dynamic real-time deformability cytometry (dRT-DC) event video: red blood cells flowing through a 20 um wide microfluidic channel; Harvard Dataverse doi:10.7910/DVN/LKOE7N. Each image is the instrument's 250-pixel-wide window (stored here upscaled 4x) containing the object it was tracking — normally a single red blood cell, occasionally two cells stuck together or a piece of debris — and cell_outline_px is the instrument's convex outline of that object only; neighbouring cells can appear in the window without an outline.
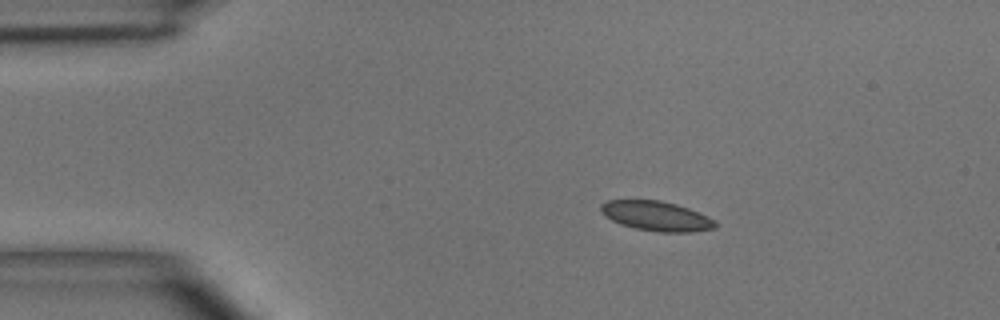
{"species": "common noctule bat (a hibernating species)", "species_latin": "Nyctalus noctula", "temperature_condition": "room temperature", "stored_images_in_passage": 5, "camera_frame_rate_fps": 3000, "um_per_image_px": 0.085, "animal": {"sex": "male", "body_mass_g": 15.6}, "frame": {"image": 1, "passage_image": 1, "time_ms": 0.0, "image_size_px": [1000, 320], "cell_outline_px": [[716, 228], [692, 232], [656, 232], [636, 228], [620, 224], [604, 216], [600, 212], [600, 204], [608, 200], [660, 200], [676, 204], [688, 208], [708, 216], [716, 224]], "centroid_in_image_um": [55.76, 18.36], "position_along_channel_um": 29.2, "area_um2": 19.83}}
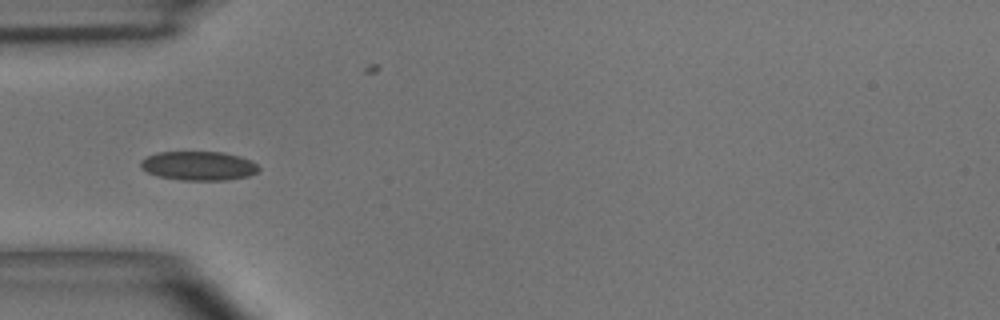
{"frame": {"image": 2, "passage_image": 3, "time_ms": 2.333, "image_size_px": [1000, 320], "cell_outline_px": [[260, 172], [248, 176], [228, 180], [180, 180], [156, 176], [140, 168], [140, 160], [156, 152], [224, 152], [240, 156], [252, 160], [260, 168]], "centroid_in_image_um": [16.9, 14.1], "position_along_channel_um": 68.1, "area_um2": 20.29}}
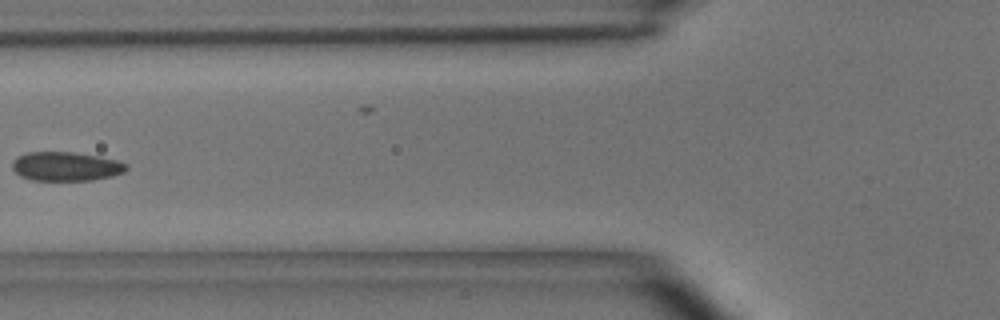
{"frame": {"image": 3, "passage_image": 4, "time_ms": 3.667, "image_size_px": [1000, 320], "cell_outline_px": [[128, 168], [124, 172], [112, 176], [92, 180], [32, 180], [20, 176], [12, 168], [12, 164], [20, 156], [28, 152], [72, 152], [96, 156], [116, 160], [128, 164]], "centroid_in_image_um": [5.63, 14.15], "position_along_channel_um": 120.2, "area_um2": 19.07}}